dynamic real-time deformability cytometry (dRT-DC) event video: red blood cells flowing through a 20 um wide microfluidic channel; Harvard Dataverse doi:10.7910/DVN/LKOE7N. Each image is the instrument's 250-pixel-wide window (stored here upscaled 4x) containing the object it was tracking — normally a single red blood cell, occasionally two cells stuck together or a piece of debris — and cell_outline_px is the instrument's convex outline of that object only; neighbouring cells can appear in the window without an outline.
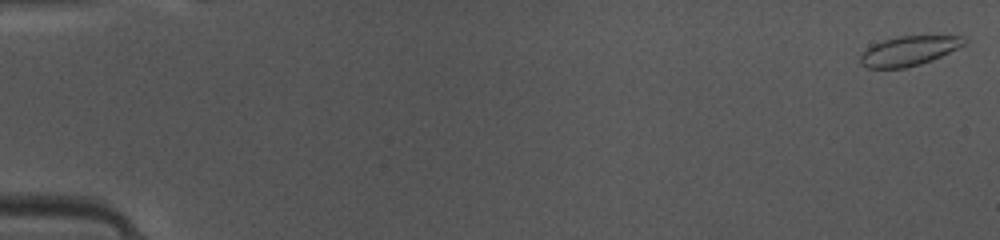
{"species": "common noctule bat (a hibernating species)", "species_latin": "Nyctalus noctula", "temperature_condition": "warm", "stored_images_in_passage": 22, "camera_frame_rate_fps": 3000, "um_per_image_px": 0.085, "animal": {"sex": "female", "body_mass_g": 10.0, "forearm_length_mm": 53.1}, "frame": {"image": 1, "passage_image": 1, "time_ms": 0.0, "image_size_px": [1000, 240], "cell_outline_px": [[968, 44], [932, 60], [920, 64], [904, 68], [868, 68], [860, 64], [860, 56], [872, 44], [884, 40], [900, 36], [964, 36], [968, 40]], "centroid_in_image_um": [77.3, 4.32], "position_along_channel_um": 7.7, "area_um2": 17.92}}
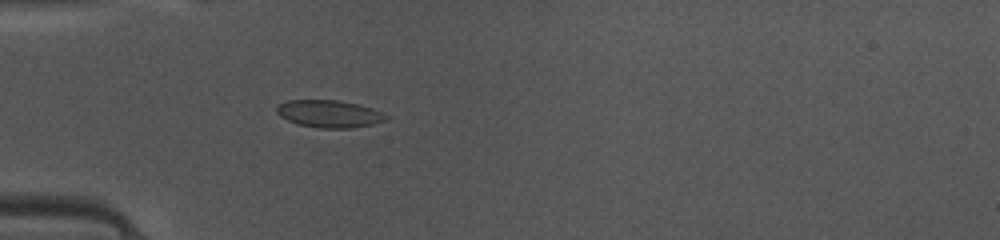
{"frame": {"image": 2, "passage_image": 15, "time_ms": 4.667, "image_size_px": [1000, 240], "cell_outline_px": [[388, 116], [384, 120], [372, 124], [352, 128], [320, 128], [300, 124], [288, 120], [280, 116], [276, 112], [276, 104], [288, 100], [340, 100], [360, 104], [372, 108]], "centroid_in_image_um": [27.95, 9.66], "position_along_channel_um": 57.1, "area_um2": 17.4}}
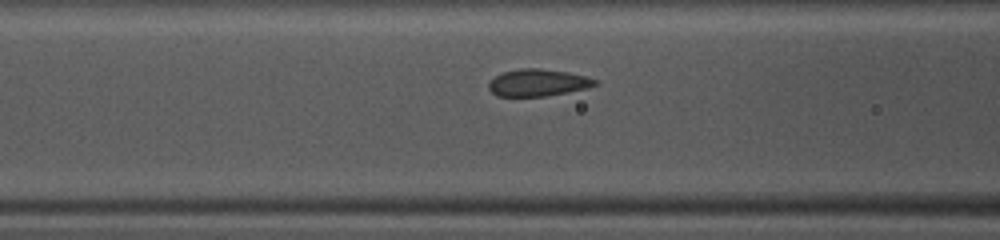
{"frame": {"image": 3, "passage_image": 20, "time_ms": 6.333, "image_size_px": [1000, 240], "cell_outline_px": [[600, 84], [588, 88], [568, 92], [544, 96], [496, 96], [488, 88], [488, 80], [504, 72], [520, 68], [540, 68], [568, 72], [588, 76], [600, 80]], "centroid_in_image_um": [45.77, 7.02], "position_along_channel_um": 120.8, "area_um2": 17.05}}